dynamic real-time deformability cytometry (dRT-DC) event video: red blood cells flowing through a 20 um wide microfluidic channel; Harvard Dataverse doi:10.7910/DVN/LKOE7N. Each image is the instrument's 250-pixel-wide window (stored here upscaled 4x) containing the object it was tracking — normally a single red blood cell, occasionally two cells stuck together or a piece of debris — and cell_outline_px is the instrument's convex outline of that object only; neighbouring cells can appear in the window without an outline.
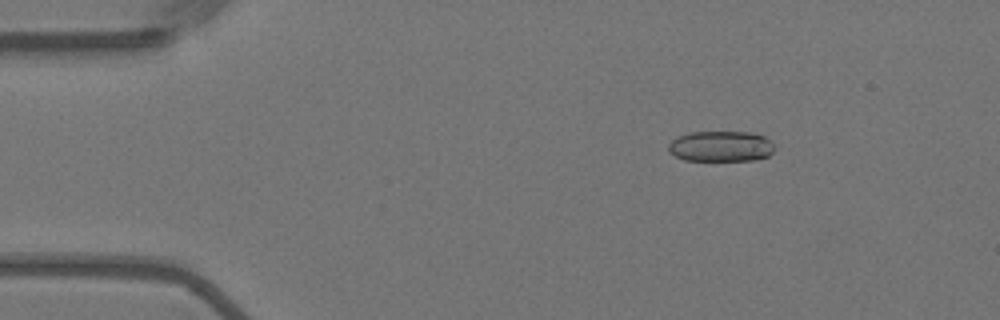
{"species": "Egyptian fruit bat (a non-hibernating species)", "species_latin": "Rousettus aegyptiacus", "temperature_condition": "warm", "stored_images_in_passage": 55, "camera_frame_rate_fps": 3000, "um_per_image_px": 0.085, "animal": {"sex": "female"}, "frame": {"image": 1, "passage_image": 8, "time_ms": 2.333, "image_size_px": [1000, 320], "cell_outline_px": [[772, 152], [768, 156], [752, 160], [684, 160], [668, 152], [668, 144], [676, 136], [688, 132], [748, 132], [764, 136], [772, 144]], "centroid_in_image_um": [61.2, 12.43], "position_along_channel_um": 23.8, "area_um2": 18.84}}
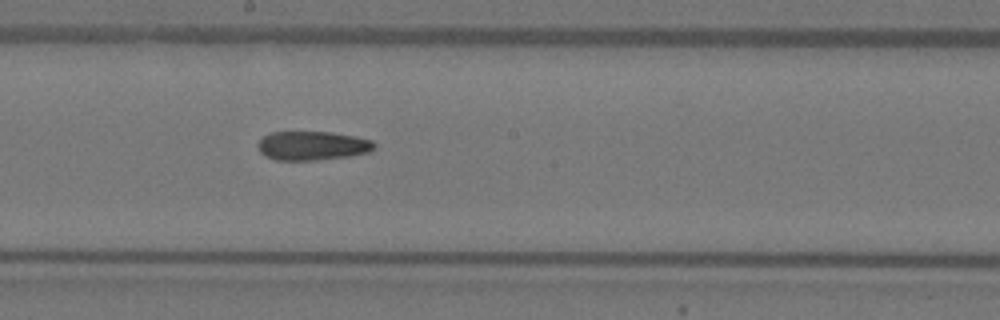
{"frame": {"image": 2, "passage_image": 30, "time_ms": 9.667, "image_size_px": [1000, 320], "cell_outline_px": [[376, 148], [368, 152], [348, 156], [316, 160], [276, 160], [260, 152], [256, 144], [264, 136], [272, 132], [332, 132], [356, 136], [372, 140], [376, 144]], "centroid_in_image_um": [26.57, 12.38], "position_along_channel_um": 221.6, "area_um2": 19.65}}
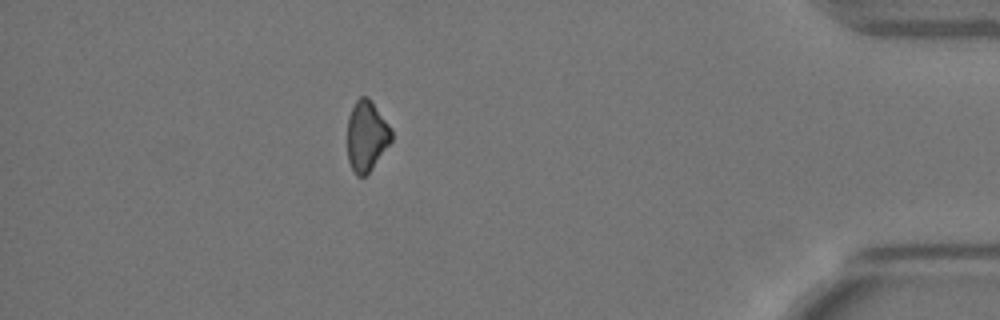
{"frame": {"image": 3, "passage_image": 49, "time_ms": 16.0, "image_size_px": [1000, 320], "cell_outline_px": [[392, 140], [372, 168], [364, 176], [356, 176], [348, 160], [348, 116], [356, 100], [360, 96], [368, 96], [392, 128]], "centroid_in_image_um": [31.16, 11.53], "position_along_channel_um": 404.0, "area_um2": 18.03}}